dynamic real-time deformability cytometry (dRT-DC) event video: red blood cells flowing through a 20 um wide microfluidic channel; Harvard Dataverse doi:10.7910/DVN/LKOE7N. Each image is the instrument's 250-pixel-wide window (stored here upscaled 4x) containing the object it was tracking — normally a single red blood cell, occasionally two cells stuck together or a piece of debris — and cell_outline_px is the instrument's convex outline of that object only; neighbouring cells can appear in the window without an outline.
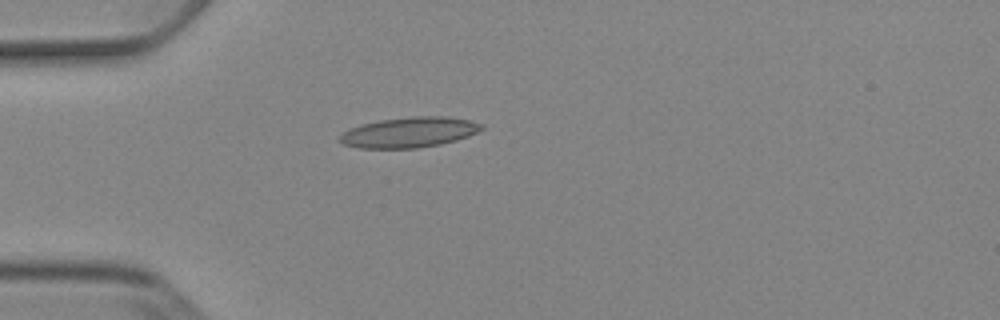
{"species": "Egyptian fruit bat (a non-hibernating species)", "species_latin": "Rousettus aegyptiacus", "temperature_condition": "cold", "stored_images_in_passage": 2, "camera_frame_rate_fps": 3000, "um_per_image_px": 0.085, "animal": {"sex": "female"}, "frame": {"image": 1, "passage_image": 1, "time_ms": 0.0, "image_size_px": [1000, 320], "cell_outline_px": [[484, 128], [468, 136], [456, 140], [440, 144], [416, 148], [360, 148], [344, 144], [340, 140], [340, 136], [348, 128], [360, 124], [380, 120], [412, 116], [444, 116], [468, 120], [484, 124]], "centroid_in_image_um": [34.78, 11.24], "position_along_channel_um": 50.2, "area_um2": 24.97}}